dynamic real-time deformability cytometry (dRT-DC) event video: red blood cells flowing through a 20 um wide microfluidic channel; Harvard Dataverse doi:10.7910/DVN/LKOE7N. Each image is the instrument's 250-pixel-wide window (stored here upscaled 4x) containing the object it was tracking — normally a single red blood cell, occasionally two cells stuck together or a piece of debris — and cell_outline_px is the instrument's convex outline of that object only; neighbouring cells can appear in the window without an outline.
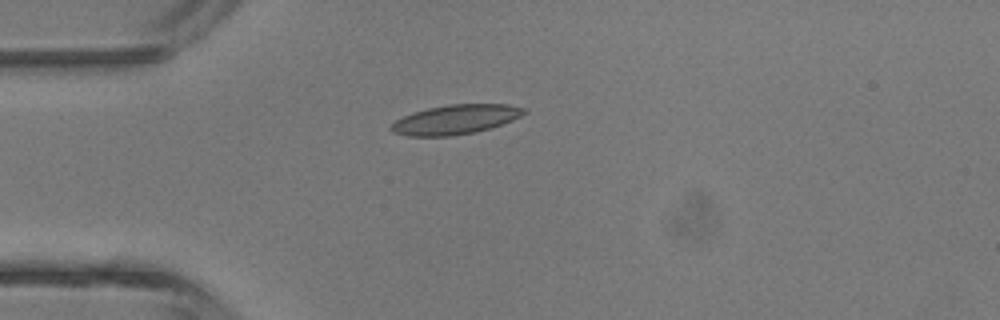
{"species": "common noctule bat (a hibernating species)", "species_latin": "Nyctalus noctula", "temperature_condition": "room temperature", "stored_images_in_passage": 1, "camera_frame_rate_fps": 3000, "um_per_image_px": 0.085, "animal": {"sex": "male", "body_mass_g": 13.3}, "frame": {"image": 1, "passage_image": 1, "time_ms": 0.0, "image_size_px": [1000, 320], "cell_outline_px": [[528, 112], [512, 120], [476, 132], [452, 136], [408, 136], [392, 132], [388, 128], [396, 120], [412, 112], [428, 108], [448, 104], [508, 104], [528, 108]], "centroid_in_image_um": [38.72, 10.15], "position_along_channel_um": 46.3, "area_um2": 22.89}}